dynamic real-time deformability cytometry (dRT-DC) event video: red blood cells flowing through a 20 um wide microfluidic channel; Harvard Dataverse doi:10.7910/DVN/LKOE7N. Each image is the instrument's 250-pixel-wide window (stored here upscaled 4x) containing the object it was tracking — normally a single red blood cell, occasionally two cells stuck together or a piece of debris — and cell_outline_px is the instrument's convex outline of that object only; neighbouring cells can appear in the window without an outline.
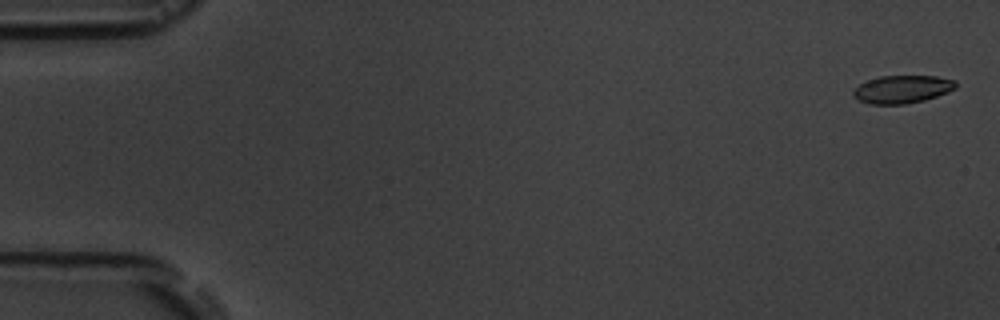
{"species": "common noctule bat (a hibernating species)", "species_latin": "Nyctalus noctula", "temperature_condition": "room temperature", "stored_images_in_passage": 5, "camera_frame_rate_fps": 3000, "um_per_image_px": 0.085, "animal": {"sex": "male", "body_mass_g": 19.5, "forearm_length_mm": 54.6}, "frame": {"image": 1, "passage_image": 1, "time_ms": 0.0, "image_size_px": [1000, 320], "cell_outline_px": [[956, 88], [948, 92], [924, 100], [904, 104], [868, 104], [852, 96], [852, 92], [860, 84], [868, 80], [880, 76], [936, 76], [956, 80]], "centroid_in_image_um": [76.69, 7.58], "position_along_channel_um": 8.3, "area_um2": 16.59}}
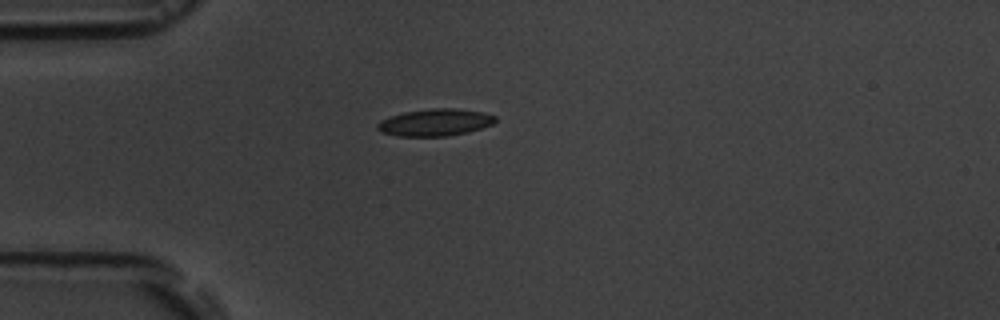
{"frame": {"image": 2, "passage_image": 5, "time_ms": 4.667, "image_size_px": [1000, 320], "cell_outline_px": [[496, 120], [492, 124], [468, 132], [448, 136], [396, 136], [380, 132], [376, 128], [376, 124], [380, 120], [388, 116], [404, 112], [432, 108], [456, 108], [484, 112], [496, 116]], "centroid_in_image_um": [36.94, 10.4], "position_along_channel_um": 48.1, "area_um2": 18.79}}